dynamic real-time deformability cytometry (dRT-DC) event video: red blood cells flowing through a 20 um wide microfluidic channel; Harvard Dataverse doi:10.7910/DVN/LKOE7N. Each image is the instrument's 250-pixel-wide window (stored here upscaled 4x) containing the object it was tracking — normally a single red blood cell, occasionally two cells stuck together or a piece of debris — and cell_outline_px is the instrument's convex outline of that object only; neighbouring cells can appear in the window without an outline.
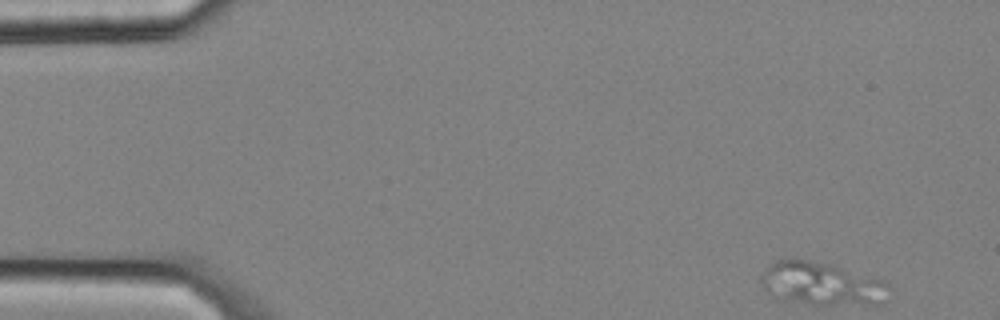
{"species": "common noctule bat (a hibernating species)", "species_latin": "Nyctalus noctula", "temperature_condition": "cold", "stored_images_in_passage": 3, "camera_frame_rate_fps": 3000, "um_per_image_px": 0.085, "animal": {"sex": "male", "body_mass_g": 20.4}, "frame": {"image": 1, "passage_image": 1, "time_ms": 0.0, "image_size_px": [1000, 320], "cell_outline_px": [[888, 284], [880, 300], [872, 304], [812, 304], [784, 300], [772, 296], [760, 284], [760, 276], [776, 260], [792, 256], [832, 264], [884, 280]], "centroid_in_image_um": [69.72, 24.06], "position_along_channel_um": 15.3, "area_um2": 31.91}}